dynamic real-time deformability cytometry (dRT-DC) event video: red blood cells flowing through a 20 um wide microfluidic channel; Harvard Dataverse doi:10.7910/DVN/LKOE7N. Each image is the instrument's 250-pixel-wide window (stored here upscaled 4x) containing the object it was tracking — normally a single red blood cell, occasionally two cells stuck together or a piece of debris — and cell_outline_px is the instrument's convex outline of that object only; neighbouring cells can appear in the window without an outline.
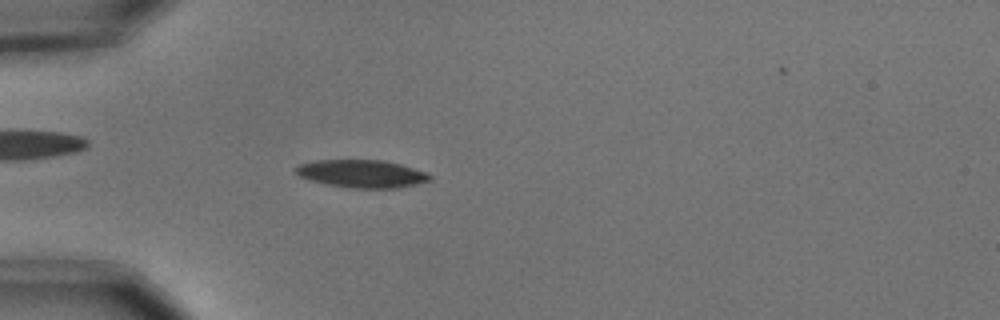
{"species": "common noctule bat (a hibernating species)", "species_latin": "Nyctalus noctula", "temperature_condition": "cold", "stored_images_in_passage": 54, "camera_frame_rate_fps": 3000, "um_per_image_px": 0.085, "animal": {"sex": "male", "body_mass_g": 15.6}, "frame": {"image": 1, "passage_image": 16, "time_ms": 5.0, "image_size_px": [1000, 320], "cell_outline_px": [[432, 180], [416, 184], [396, 188], [352, 188], [328, 184], [312, 180], [300, 176], [292, 168], [300, 164], [312, 160], [384, 160], [400, 164], [428, 172], [432, 176]], "centroid_in_image_um": [30.78, 14.76], "position_along_channel_um": 54.2, "area_um2": 21.73}}
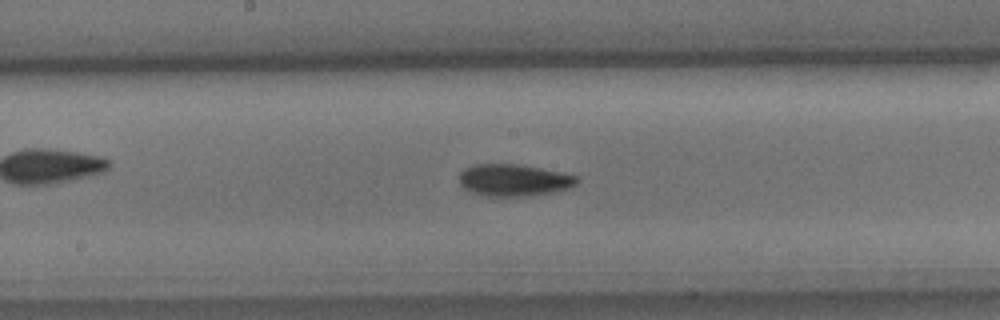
{"frame": {"image": 2, "passage_image": 29, "time_ms": 9.333, "image_size_px": [1000, 320], "cell_outline_px": [[580, 180], [576, 184], [568, 188], [552, 192], [524, 196], [484, 196], [472, 192], [464, 188], [460, 184], [460, 172], [464, 168], [476, 164], [520, 164], [580, 176]], "centroid_in_image_um": [43.68, 15.3], "position_along_channel_um": 204.5, "area_um2": 21.91}}
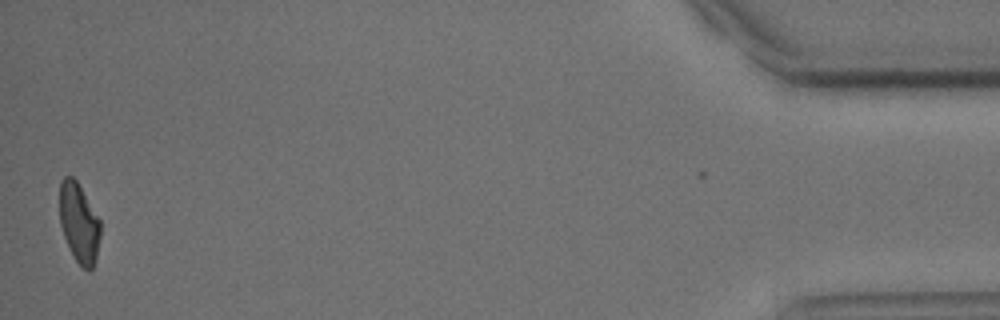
{"frame": {"image": 3, "passage_image": 54, "time_ms": 17.667, "image_size_px": [1000, 320], "cell_outline_px": [[100, 236], [96, 260], [92, 268], [88, 272], [72, 256], [64, 236], [60, 224], [60, 180], [64, 176], [72, 176], [76, 180], [100, 220]], "centroid_in_image_um": [6.71, 18.96], "position_along_channel_um": 428.5, "area_um2": 18.84}, "authors_computed_cell_mechanics": {"area_um2": 20.7502, "velocity_mm_per_s": 3.6889, "shape_relaxation_time_tau1_ms": 3.3804, "shape_relaxation_time_tau2_ms": null, "deformation_change_tau1": 0.1306, "deformation_change_tau2": null}}